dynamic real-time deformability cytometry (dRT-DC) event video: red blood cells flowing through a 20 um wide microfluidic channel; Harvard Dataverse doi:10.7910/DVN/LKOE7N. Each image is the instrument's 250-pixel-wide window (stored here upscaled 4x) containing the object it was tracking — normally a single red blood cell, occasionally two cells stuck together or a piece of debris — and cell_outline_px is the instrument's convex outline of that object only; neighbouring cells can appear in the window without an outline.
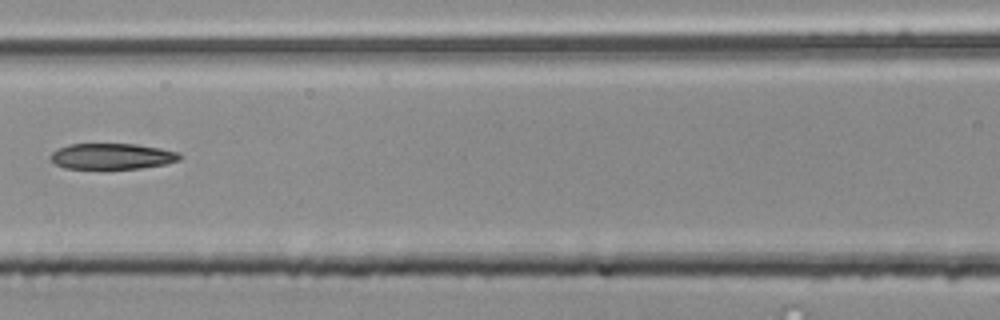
{"species": "common noctule bat (a hibernating species)", "species_latin": "Nyctalus noctula", "temperature_condition": "room temperature", "stored_images_in_passage": 4, "camera_frame_rate_fps": 3000, "um_per_image_px": 0.085, "animal": {"sex": "male", "body_mass_g": 20.4}, "frame": {"image": 1, "passage_image": 4, "time_ms": 1.0, "image_size_px": [1000, 320], "cell_outline_px": [[180, 160], [164, 164], [140, 168], [64, 168], [56, 164], [52, 160], [52, 152], [68, 144], [136, 144], [160, 148], [180, 152]], "centroid_in_image_um": [9.55, 13.27], "position_along_channel_um": 157.0, "area_um2": 19.19}}